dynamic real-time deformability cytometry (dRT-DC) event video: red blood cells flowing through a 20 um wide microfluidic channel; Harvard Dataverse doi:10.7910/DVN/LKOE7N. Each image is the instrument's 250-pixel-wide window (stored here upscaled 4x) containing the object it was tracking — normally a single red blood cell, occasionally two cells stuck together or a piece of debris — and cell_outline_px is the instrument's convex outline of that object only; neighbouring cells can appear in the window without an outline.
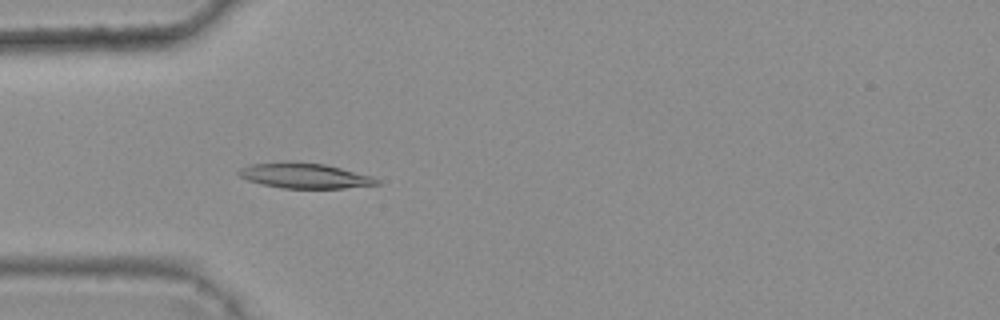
{"species": "common noctule bat (a hibernating species)", "species_latin": "Nyctalus noctula", "temperature_condition": "warm", "stored_images_in_passage": 3, "camera_frame_rate_fps": 3000, "um_per_image_px": 0.085, "animal": {"sex": "female", "body_mass_g": 25.1}, "frame": {"image": 1, "passage_image": 3, "time_ms": 0.667, "image_size_px": [1000, 320], "cell_outline_px": [[380, 184], [344, 188], [280, 188], [260, 184], [248, 180], [240, 176], [236, 172], [240, 168], [248, 164], [284, 160], [292, 160], [324, 164], [372, 176], [380, 180]], "centroid_in_image_um": [25.82, 14.91], "position_along_channel_um": 59.2, "area_um2": 20.69}}